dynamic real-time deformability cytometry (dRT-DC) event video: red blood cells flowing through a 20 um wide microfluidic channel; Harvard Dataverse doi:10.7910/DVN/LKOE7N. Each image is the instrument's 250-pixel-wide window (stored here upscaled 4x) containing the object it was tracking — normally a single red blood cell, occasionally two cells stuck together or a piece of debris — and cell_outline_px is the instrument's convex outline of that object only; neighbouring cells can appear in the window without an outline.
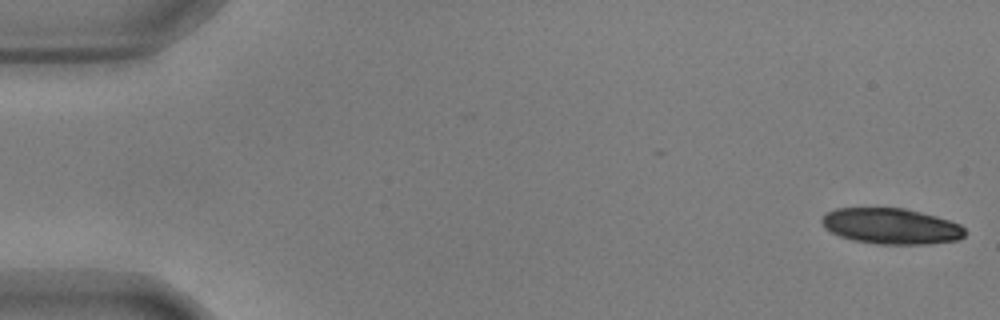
{"species": "common noctule bat (a hibernating species)", "species_latin": "Nyctalus noctula", "temperature_condition": "warm", "stored_images_in_passage": 56, "camera_frame_rate_fps": 3000, "um_per_image_px": 0.085, "animal": {"sex": "male", "body_mass_g": 17.9, "forearm_length_mm": 54.2}, "frame": {"image": 1, "passage_image": 1, "time_ms": 0.0, "image_size_px": [1000, 320], "cell_outline_px": [[964, 236], [956, 240], [928, 244], [876, 244], [852, 240], [840, 236], [824, 228], [820, 220], [824, 212], [836, 208], [904, 208], [936, 216], [960, 224], [964, 228]], "centroid_in_image_um": [75.69, 19.22], "position_along_channel_um": 9.3, "area_um2": 29.94}}
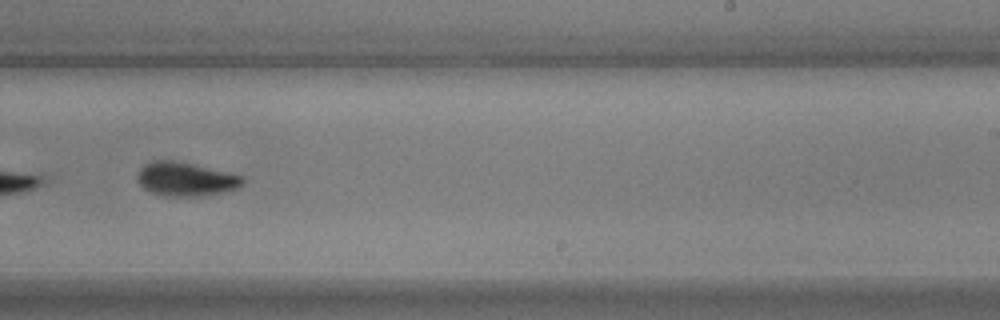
{"frame": {"image": 2, "passage_image": 35, "time_ms": 11.333, "image_size_px": [1000, 320], "cell_outline_px": [[244, 184], [240, 188], [228, 192], [200, 196], [164, 196], [152, 192], [144, 188], [136, 180], [136, 176], [140, 168], [144, 164], [152, 160], [172, 160], [192, 164], [244, 176]], "centroid_in_image_um": [15.8, 15.23], "position_along_channel_um": 273.2, "area_um2": 20.98}}
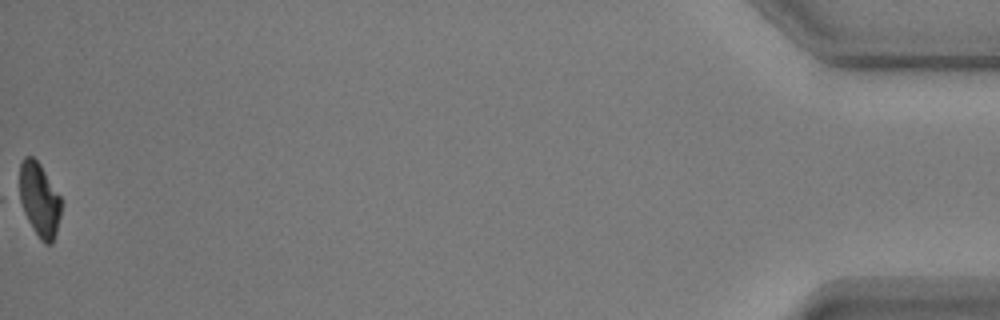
{"frame": {"image": 3, "passage_image": 56, "time_ms": 18.333, "image_size_px": [1000, 320], "cell_outline_px": [[60, 216], [56, 232], [52, 244], [44, 244], [40, 240], [16, 200], [20, 164], [24, 156], [32, 156], [40, 164], [60, 196]], "centroid_in_image_um": [3.27, 16.96], "position_along_channel_um": 431.9, "area_um2": 18.44}, "authors_computed_cell_mechanics": {"area_um2": 20.7213, "velocity_mm_per_s": 3.6254, "shape_relaxation_time_tau1_ms": 2.6454, "shape_relaxation_time_tau2_ms": null, "deformation_change_tau1": 0.136, "deformation_change_tau2": null}}